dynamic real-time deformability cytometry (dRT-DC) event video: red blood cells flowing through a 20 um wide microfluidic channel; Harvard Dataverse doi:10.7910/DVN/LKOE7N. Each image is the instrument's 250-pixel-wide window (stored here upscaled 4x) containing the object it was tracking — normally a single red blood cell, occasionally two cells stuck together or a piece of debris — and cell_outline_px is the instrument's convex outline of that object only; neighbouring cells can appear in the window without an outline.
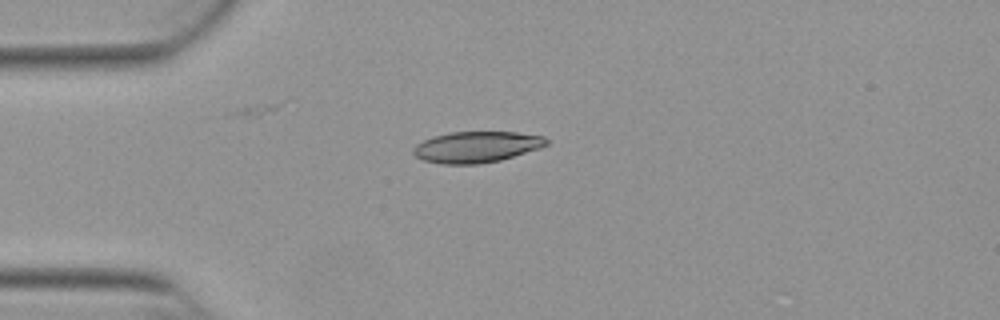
{"species": "Egyptian fruit bat (a non-hibernating species)", "species_latin": "Rousettus aegyptiacus", "temperature_condition": "warm", "stored_images_in_passage": 40, "camera_frame_rate_fps": 3000, "um_per_image_px": 0.085, "animal": {"sex": "female"}, "frame": {"image": 1, "passage_image": 1, "time_ms": 0.0, "image_size_px": [1000, 320], "cell_outline_px": [[548, 144], [540, 148], [500, 160], [480, 164], [440, 164], [424, 160], [416, 156], [412, 152], [412, 148], [416, 144], [424, 140], [448, 132], [516, 132], [544, 136], [548, 140]], "centroid_in_image_um": [40.5, 12.49], "position_along_channel_um": 44.5, "area_um2": 24.1}}
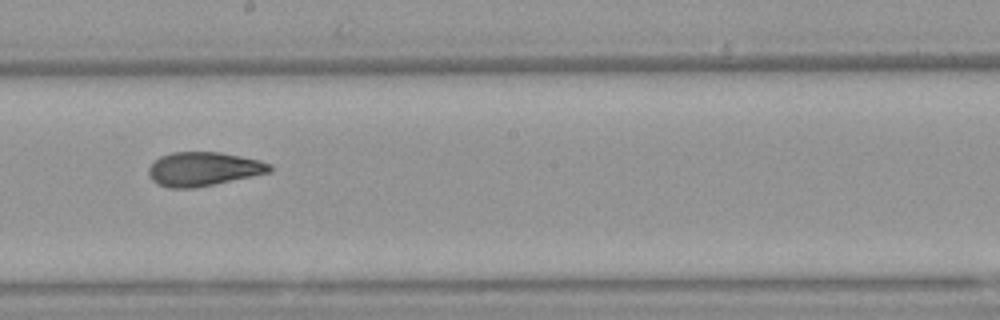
{"frame": {"image": 2, "passage_image": 17, "time_ms": 5.333, "image_size_px": [1000, 320], "cell_outline_px": [[272, 168], [268, 172], [252, 176], [192, 188], [168, 188], [156, 184], [148, 176], [148, 168], [160, 156], [172, 152], [220, 152], [260, 160], [272, 164]], "centroid_in_image_um": [17.25, 14.36], "position_along_channel_um": 230.9, "area_um2": 23.81}}
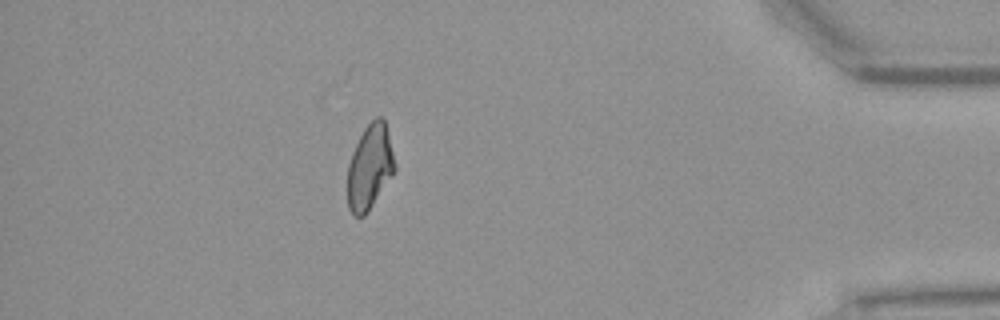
{"frame": {"image": 3, "passage_image": 34, "time_ms": 11.0, "image_size_px": [1000, 320], "cell_outline_px": [[396, 168], [364, 216], [352, 216], [348, 208], [348, 164], [352, 152], [364, 128], [376, 116], [380, 116], [384, 120], [396, 164]], "centroid_in_image_um": [31.41, 14.19], "position_along_channel_um": 403.8, "area_um2": 22.89}, "authors_computed_cell_mechanics": {"area_um2": 24.0737, "velocity_mm_per_s": 3.8735, "shape_relaxation_time_tau1_ms": null, "shape_relaxation_time_tau2_ms": 1.9171, "deformation_change_tau1": null, "deformation_change_tau2": 0.0841}}